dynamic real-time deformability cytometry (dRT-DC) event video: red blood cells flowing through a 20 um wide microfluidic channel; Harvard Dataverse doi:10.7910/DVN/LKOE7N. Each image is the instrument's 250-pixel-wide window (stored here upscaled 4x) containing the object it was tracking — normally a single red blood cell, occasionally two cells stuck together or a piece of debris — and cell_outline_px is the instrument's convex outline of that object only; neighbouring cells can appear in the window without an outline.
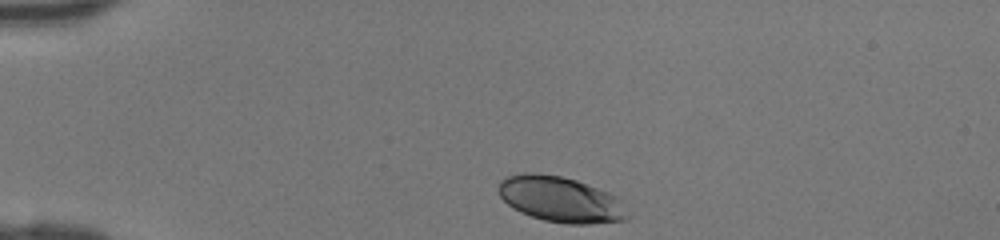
{"species": "human", "species_latin": "Homo sapiens", "temperature_condition": "room temperature", "stored_images_in_passage": 31, "camera_frame_rate_fps": 3000, "um_per_image_px": 0.085, "donor": {"sex": "female"}, "frame": {"image": 1, "passage_image": 1, "time_ms": 0.0, "image_size_px": [1000, 240], "cell_outline_px": [[632, 216], [628, 220], [588, 224], [564, 224], [544, 220], [520, 212], [512, 208], [500, 196], [496, 188], [500, 180], [504, 176], [524, 172], [532, 172], [560, 176], [576, 180], [608, 192], [616, 196], [620, 200]], "centroid_in_image_um": [47.64, 16.95], "position_along_channel_um": 37.4, "area_um2": 34.74}}
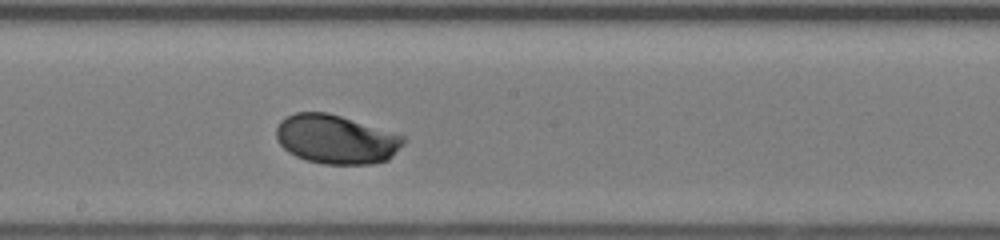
{"frame": {"image": 2, "passage_image": 17, "time_ms": 5.333, "image_size_px": [1000, 240], "cell_outline_px": [[404, 144], [388, 160], [372, 164], [324, 164], [308, 160], [296, 156], [288, 152], [276, 140], [276, 128], [280, 120], [296, 112], [328, 112], [404, 136]], "centroid_in_image_um": [28.54, 11.84], "position_along_channel_um": 219.7, "area_um2": 36.18}}
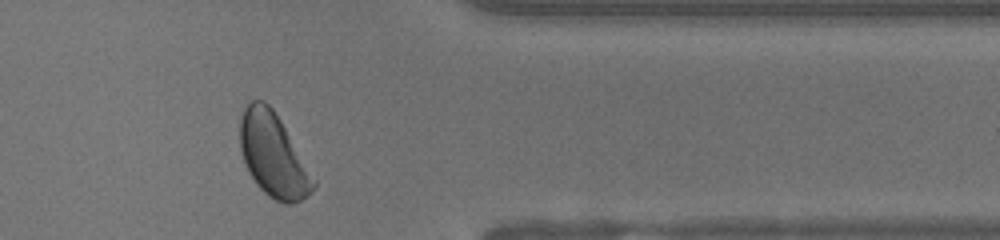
{"frame": {"image": 3, "passage_image": 29, "time_ms": 9.333, "image_size_px": [1000, 240], "cell_outline_px": [[316, 188], [308, 196], [292, 204], [284, 204], [268, 196], [256, 184], [248, 172], [244, 164], [240, 148], [240, 120], [244, 108], [252, 100], [264, 100], [272, 108], [280, 120], [316, 180]], "centroid_in_image_um": [23.22, 13.22], "position_along_channel_um": 388.2, "area_um2": 35.66}}